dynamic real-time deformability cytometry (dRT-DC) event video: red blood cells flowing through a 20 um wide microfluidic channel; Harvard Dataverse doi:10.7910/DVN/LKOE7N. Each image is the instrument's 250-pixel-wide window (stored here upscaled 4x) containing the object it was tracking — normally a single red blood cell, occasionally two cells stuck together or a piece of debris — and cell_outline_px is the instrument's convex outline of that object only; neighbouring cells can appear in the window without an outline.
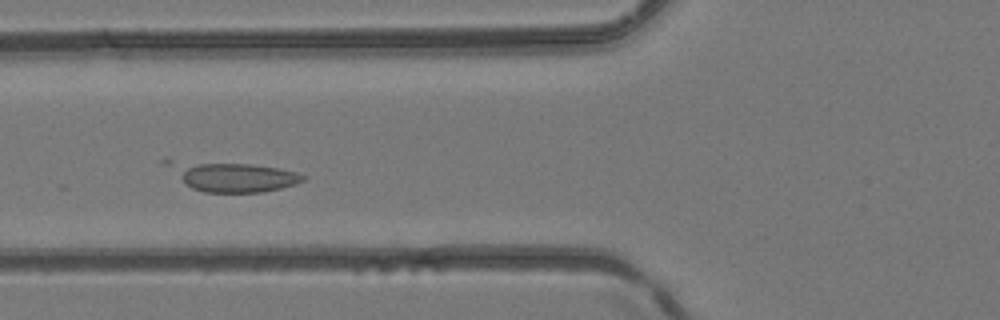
{"species": "common noctule bat (a hibernating species)", "species_latin": "Nyctalus noctula", "temperature_condition": "room temperature", "stored_images_in_passage": 4, "camera_frame_rate_fps": 3000, "um_per_image_px": 0.085, "animal": {"sex": "female", "body_mass_g": 24.6, "forearm_length_mm": 56.2}, "frame": {"image": 1, "passage_image": 4, "time_ms": 1.0, "image_size_px": [1000, 320], "cell_outline_px": [[304, 180], [296, 184], [264, 192], [204, 192], [192, 188], [184, 180], [184, 172], [188, 168], [196, 164], [248, 164], [276, 168], [296, 172], [304, 176]], "centroid_in_image_um": [20.32, 15.13], "position_along_channel_um": 105.5, "area_um2": 20.0}}